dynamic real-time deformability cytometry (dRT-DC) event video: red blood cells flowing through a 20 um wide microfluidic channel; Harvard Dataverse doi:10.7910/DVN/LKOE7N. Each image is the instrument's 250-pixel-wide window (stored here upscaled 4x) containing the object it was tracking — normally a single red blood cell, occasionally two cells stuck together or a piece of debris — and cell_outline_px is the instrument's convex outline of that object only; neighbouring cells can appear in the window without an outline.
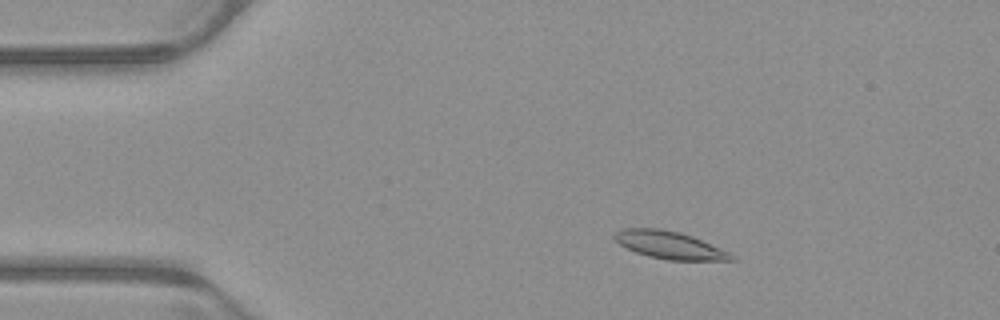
{"species": "common noctule bat (a hibernating species)", "species_latin": "Nyctalus noctula", "temperature_condition": "warm", "stored_images_in_passage": 51, "camera_frame_rate_fps": 3000, "um_per_image_px": 0.085, "animal": {"sex": "male", "body_mass_g": 23.1, "forearm_length_mm": 52.7}, "frame": {"image": 1, "passage_image": 8, "time_ms": 2.333, "image_size_px": [1000, 320], "cell_outline_px": [[736, 260], [668, 260], [648, 256], [636, 252], [620, 244], [612, 236], [620, 228], [660, 228], [680, 232], [692, 236], [728, 252], [736, 256]], "centroid_in_image_um": [56.89, 20.82], "position_along_channel_um": 28.1, "area_um2": 18.61}}
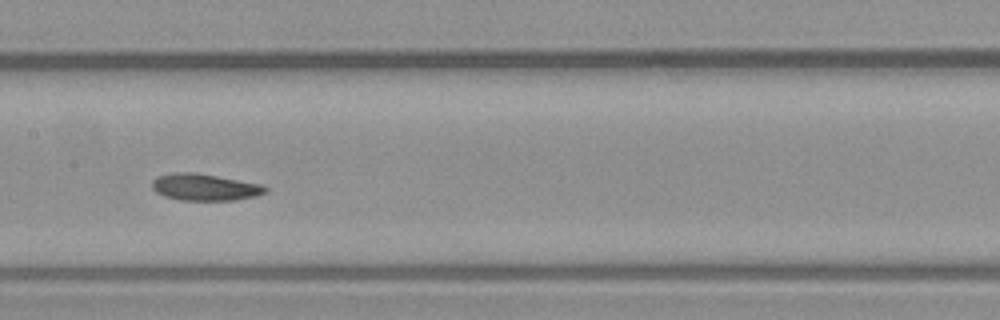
{"frame": {"image": 2, "passage_image": 25, "time_ms": 8.0, "image_size_px": [1000, 320], "cell_outline_px": [[268, 192], [256, 196], [232, 200], [180, 200], [164, 196], [156, 192], [152, 188], [152, 180], [156, 176], [172, 172], [192, 172], [216, 176], [260, 184], [268, 188]], "centroid_in_image_um": [17.37, 15.91], "position_along_channel_um": 190.0, "area_um2": 17.63}}
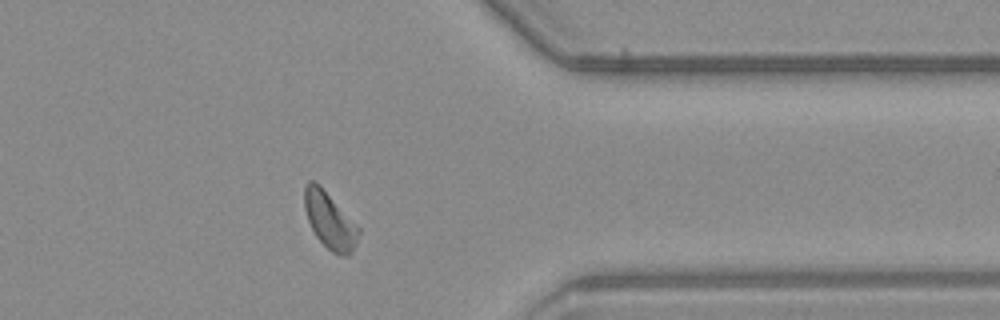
{"frame": {"image": 3, "passage_image": 41, "time_ms": 13.333, "image_size_px": [1000, 320], "cell_outline_px": [[360, 232], [356, 244], [352, 252], [348, 256], [340, 256], [332, 252], [316, 236], [308, 220], [304, 208], [304, 188], [308, 180], [316, 180], [320, 184], [360, 228]], "centroid_in_image_um": [28.03, 18.72], "position_along_channel_um": 383.4, "area_um2": 17.92}, "authors_computed_cell_mechanics": {"area_um2": 17.8024, "velocity_mm_per_s": 3.8962, "shape_relaxation_time_tau1_ms": 6.8537, "shape_relaxation_time_tau2_ms": null, "deformation_change_tau1": 0.1488, "deformation_change_tau2": null}}